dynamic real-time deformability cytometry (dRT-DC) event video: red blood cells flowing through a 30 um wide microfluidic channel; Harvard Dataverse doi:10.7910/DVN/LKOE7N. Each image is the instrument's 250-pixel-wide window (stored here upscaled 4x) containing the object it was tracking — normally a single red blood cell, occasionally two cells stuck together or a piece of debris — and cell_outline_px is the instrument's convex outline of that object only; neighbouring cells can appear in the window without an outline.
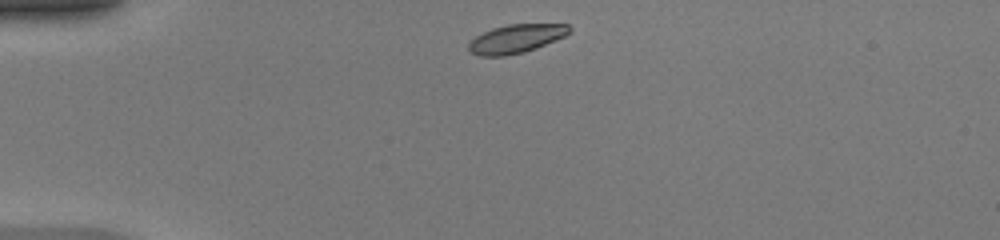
{"species": "common noctule bat (a hibernating species)", "species_latin": "Nyctalus noctula", "temperature_condition": "warm", "stored_images_in_passage": 38, "camera_frame_rate_fps": 3000, "um_per_image_px": 0.085, "animal": {"sex": "female", "body_mass_g": 20.0, "forearm_length_mm": 54.0}, "frame": {"image": 1, "passage_image": 1, "time_ms": 0.0, "image_size_px": [1000, 240], "cell_outline_px": [[572, 32], [564, 36], [536, 48], [524, 52], [504, 56], [480, 56], [472, 52], [468, 48], [468, 44], [476, 36], [492, 28], [508, 24], [568, 24], [572, 28]], "centroid_in_image_um": [43.89, 3.28], "position_along_channel_um": 41.1, "area_um2": 16.7}}
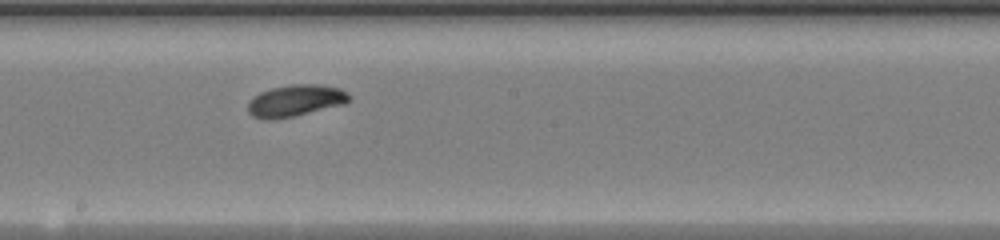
{"frame": {"image": 2, "passage_image": 17, "time_ms": 5.333, "image_size_px": [1000, 240], "cell_outline_px": [[352, 100], [344, 104], [292, 116], [272, 120], [264, 120], [252, 116], [248, 112], [248, 100], [252, 96], [260, 92], [272, 88], [292, 84], [320, 84], [340, 88], [348, 92], [352, 96]], "centroid_in_image_um": [25.11, 8.54], "position_along_channel_um": 223.1, "area_um2": 18.9}}
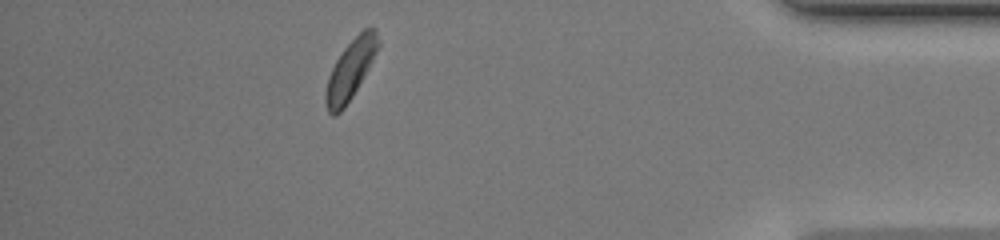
{"frame": {"image": 3, "passage_image": 33, "time_ms": 10.667, "image_size_px": [1000, 240], "cell_outline_px": [[380, 44], [372, 60], [352, 96], [344, 108], [336, 116], [332, 116], [328, 112], [324, 100], [324, 92], [328, 76], [336, 60], [344, 48], [364, 28], [376, 28], [380, 40]], "centroid_in_image_um": [29.76, 5.94], "position_along_channel_um": 405.4, "area_um2": 17.98}, "authors_computed_cell_mechanics": {"area_um2": 18.0047, "velocity_mm_per_s": 4.1802, "shape_relaxation_time_tau1_ms": 1.1617, "shape_relaxation_time_tau2_ms": null, "deformation_change_tau1": 0.0981, "deformation_change_tau2": null}}